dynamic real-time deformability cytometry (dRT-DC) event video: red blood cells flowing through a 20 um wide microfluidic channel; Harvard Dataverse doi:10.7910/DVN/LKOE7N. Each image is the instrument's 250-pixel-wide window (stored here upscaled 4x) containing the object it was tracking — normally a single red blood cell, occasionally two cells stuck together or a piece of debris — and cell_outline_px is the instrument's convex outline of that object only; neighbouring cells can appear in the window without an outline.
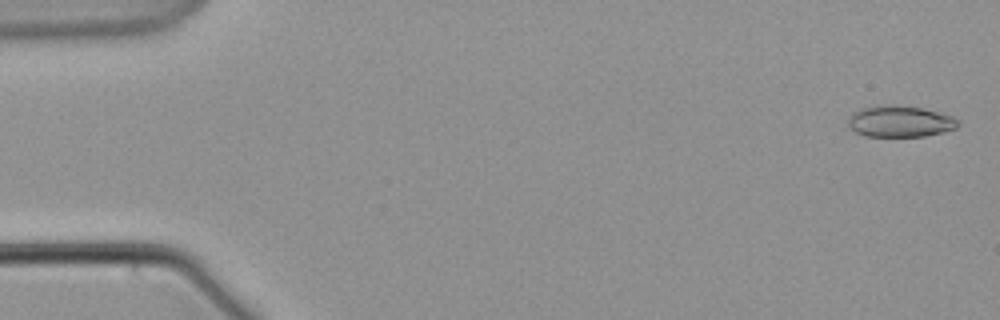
{"species": "common noctule bat (a hibernating species)", "species_latin": "Nyctalus noctula", "temperature_condition": "warm", "stored_images_in_passage": 59, "camera_frame_rate_fps": 3000, "um_per_image_px": 0.085, "animal": {"sex": "male", "body_mass_g": 21.5, "forearm_length_mm": 52.0}, "frame": {"image": 1, "passage_image": 2, "time_ms": 0.333, "image_size_px": [1000, 320], "cell_outline_px": [[960, 124], [956, 128], [944, 132], [924, 136], [864, 136], [856, 132], [848, 124], [848, 120], [852, 112], [860, 108], [892, 104], [920, 108], [952, 116], [960, 120]], "centroid_in_image_um": [76.51, 10.32], "position_along_channel_um": 8.5, "area_um2": 20.0}}
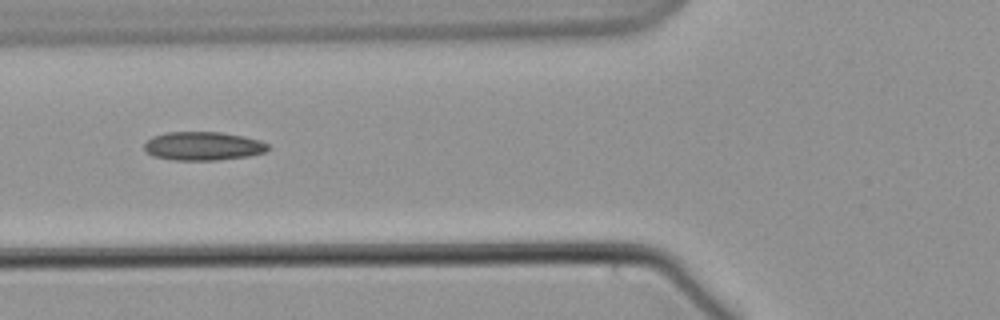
{"frame": {"image": 2, "passage_image": 23, "time_ms": 7.333, "image_size_px": [1000, 320], "cell_outline_px": [[268, 148], [264, 152], [248, 156], [216, 160], [176, 160], [152, 156], [144, 148], [144, 144], [152, 136], [164, 132], [220, 132], [244, 136], [260, 140], [268, 144]], "centroid_in_image_um": [17.24, 12.41], "position_along_channel_um": 108.6, "area_um2": 20.58}}
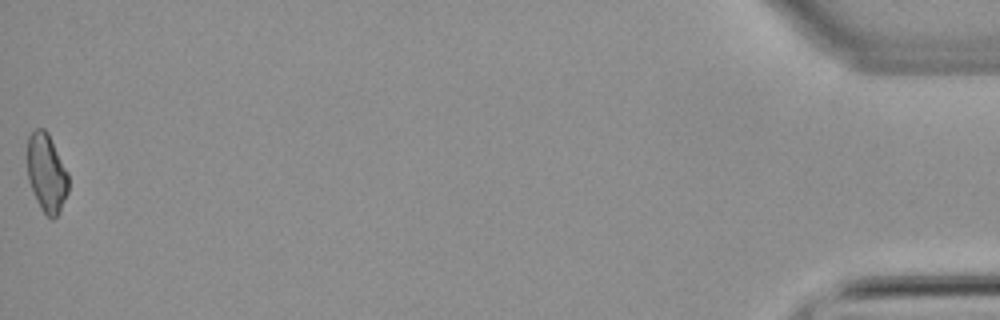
{"frame": {"image": 3, "passage_image": 59, "time_ms": 19.333, "image_size_px": [1000, 320], "cell_outline_px": [[68, 192], [60, 212], [52, 220], [44, 212], [36, 200], [28, 180], [28, 136], [36, 128], [44, 128], [48, 132], [68, 172]], "centroid_in_image_um": [3.97, 14.7], "position_along_channel_um": 431.2, "area_um2": 18.79}}